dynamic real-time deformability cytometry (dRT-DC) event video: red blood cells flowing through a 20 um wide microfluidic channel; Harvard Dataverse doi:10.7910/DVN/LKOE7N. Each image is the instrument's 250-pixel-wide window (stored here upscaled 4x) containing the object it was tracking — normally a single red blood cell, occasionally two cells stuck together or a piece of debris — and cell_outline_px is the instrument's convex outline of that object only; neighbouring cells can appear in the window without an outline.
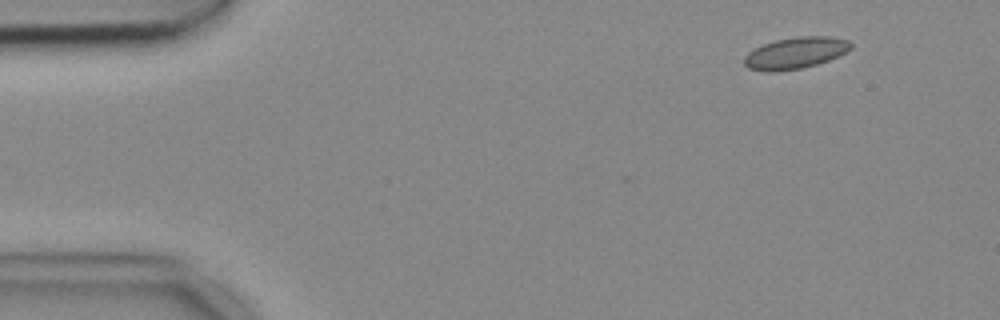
{"species": "common noctule bat (a hibernating species)", "species_latin": "Nyctalus noctula", "temperature_condition": "cold", "stored_images_in_passage": 2, "camera_frame_rate_fps": 3000, "um_per_image_px": 0.085, "animal": {"sex": "female", "body_mass_g": 18.4}, "frame": {"image": 1, "passage_image": 2, "time_ms": 0.333, "image_size_px": [1000, 320], "cell_outline_px": [[852, 48], [828, 60], [816, 64], [800, 68], [776, 72], [768, 72], [748, 68], [744, 64], [744, 56], [748, 52], [764, 44], [776, 40], [796, 36], [832, 36], [848, 40], [852, 44]], "centroid_in_image_um": [67.6, 4.49], "position_along_channel_um": 17.4, "area_um2": 19.48}}